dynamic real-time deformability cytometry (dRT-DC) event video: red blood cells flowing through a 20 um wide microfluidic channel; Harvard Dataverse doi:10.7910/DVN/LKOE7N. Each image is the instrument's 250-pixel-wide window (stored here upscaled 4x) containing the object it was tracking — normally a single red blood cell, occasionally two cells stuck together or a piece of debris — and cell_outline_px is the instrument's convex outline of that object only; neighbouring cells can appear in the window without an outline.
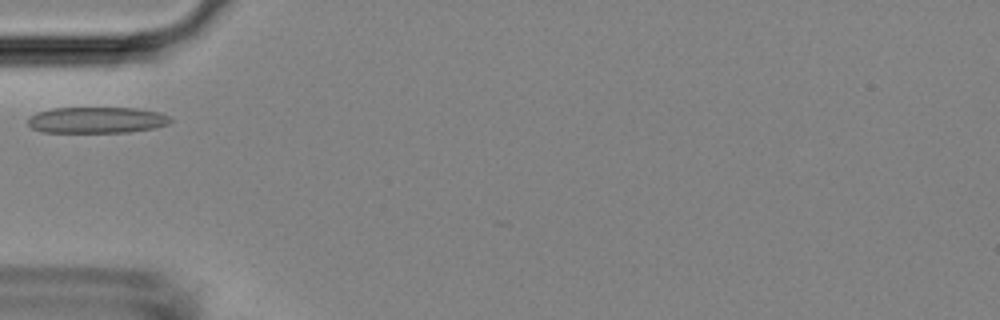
{"species": "Egyptian fruit bat (a non-hibernating species)", "species_latin": "Rousettus aegyptiacus", "temperature_condition": "room temperature", "stored_images_in_passage": 2, "camera_frame_rate_fps": 3000, "um_per_image_px": 0.085, "animal": {"sex": "female"}, "frame": {"image": 1, "passage_image": 1, "time_ms": 0.0, "image_size_px": [1000, 320], "cell_outline_px": [[172, 120], [168, 124], [156, 128], [128, 132], [40, 132], [32, 128], [28, 124], [28, 120], [36, 112], [52, 108], [136, 108], [160, 112], [168, 116]], "centroid_in_image_um": [8.24, 10.2], "position_along_channel_um": 76.8, "area_um2": 21.79}}